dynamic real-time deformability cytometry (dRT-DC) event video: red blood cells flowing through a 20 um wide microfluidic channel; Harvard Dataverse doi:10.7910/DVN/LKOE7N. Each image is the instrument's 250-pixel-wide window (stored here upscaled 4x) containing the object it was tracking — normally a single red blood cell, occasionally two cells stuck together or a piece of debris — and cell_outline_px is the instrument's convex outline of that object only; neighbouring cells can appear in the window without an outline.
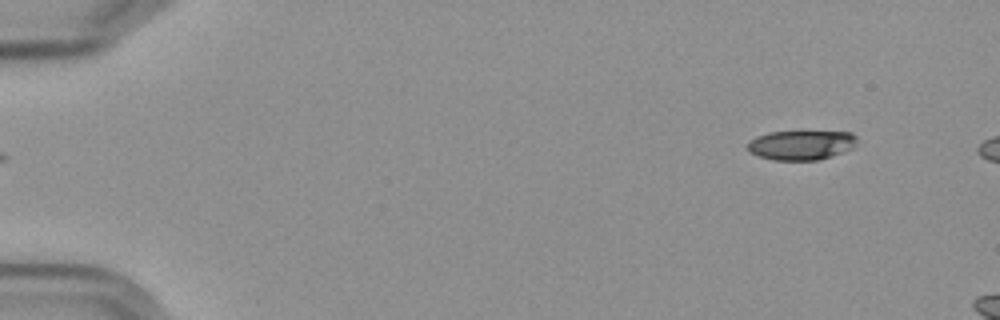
{"species": "Egyptian fruit bat (a non-hibernating species)", "species_latin": "Rousettus aegyptiacus", "temperature_condition": "cold", "stored_images_in_passage": 7, "camera_frame_rate_fps": 3000, "um_per_image_px": 0.085, "frame": {"image": 1, "passage_image": 1, "time_ms": 0.0, "image_size_px": [1000, 320], "cell_outline_px": [[856, 140], [852, 148], [832, 156], [816, 160], [772, 160], [760, 156], [752, 152], [748, 148], [748, 144], [756, 136], [768, 132], [852, 132], [856, 136]], "centroid_in_image_um": [68.11, 12.33], "position_along_channel_um": 16.9, "area_um2": 18.5}}